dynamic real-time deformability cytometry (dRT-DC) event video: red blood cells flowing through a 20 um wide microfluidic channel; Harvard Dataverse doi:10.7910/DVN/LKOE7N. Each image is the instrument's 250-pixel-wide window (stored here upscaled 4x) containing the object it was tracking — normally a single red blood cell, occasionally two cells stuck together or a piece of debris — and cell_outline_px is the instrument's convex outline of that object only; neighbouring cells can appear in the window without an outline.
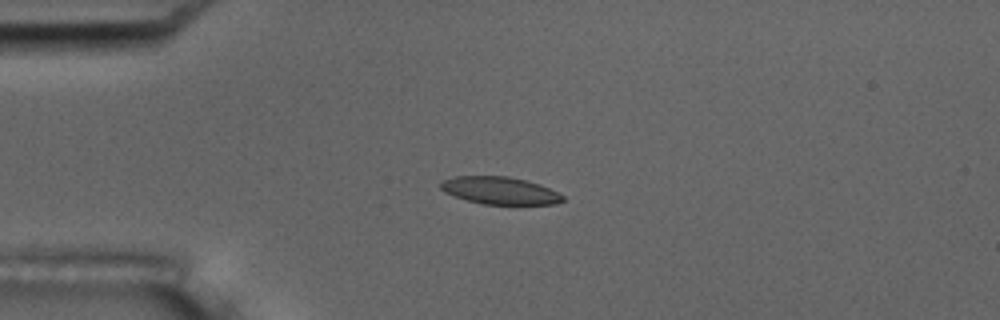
{"species": "common noctule bat (a hibernating species)", "species_latin": "Nyctalus noctula", "temperature_condition": "room temperature", "stored_images_in_passage": 4, "camera_frame_rate_fps": 3000, "um_per_image_px": 0.085, "animal": {"sex": "male", "body_mass_g": 17.5, "forearm_length_mm": 52.3}, "frame": {"image": 1, "passage_image": 4, "time_ms": 3.667, "image_size_px": [1000, 320], "cell_outline_px": [[564, 200], [556, 204], [484, 204], [468, 200], [444, 192], [440, 188], [440, 180], [456, 176], [508, 176], [540, 184], [564, 196]], "centroid_in_image_um": [42.46, 16.19], "position_along_channel_um": 42.5, "area_um2": 19.36}}